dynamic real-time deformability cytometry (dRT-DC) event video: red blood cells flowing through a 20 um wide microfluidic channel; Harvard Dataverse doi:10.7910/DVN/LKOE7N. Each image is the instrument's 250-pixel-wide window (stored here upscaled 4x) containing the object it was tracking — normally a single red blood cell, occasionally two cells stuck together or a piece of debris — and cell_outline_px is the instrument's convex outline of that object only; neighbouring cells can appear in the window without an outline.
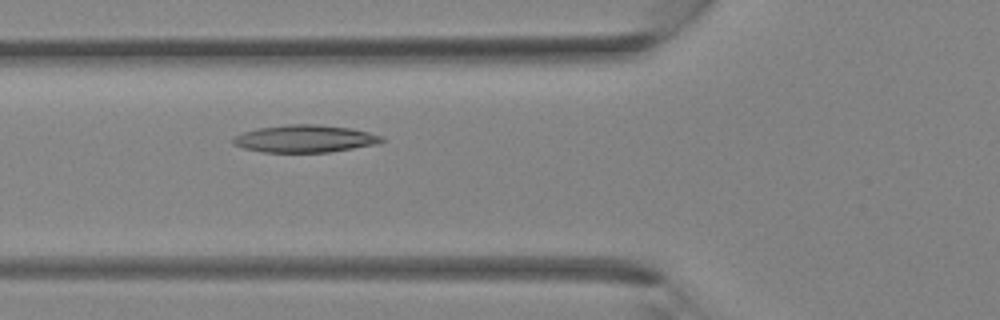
{"species": "Egyptian fruit bat (a non-hibernating species)", "species_latin": "Rousettus aegyptiacus", "temperature_condition": "room temperature", "stored_images_in_passage": 37, "camera_frame_rate_fps": 3000, "um_per_image_px": 0.085, "animal": {"sex": "female"}, "frame": {"image": 1, "passage_image": 14, "time_ms": 4.333, "image_size_px": [1000, 320], "cell_outline_px": [[384, 140], [376, 144], [328, 152], [260, 152], [244, 148], [232, 144], [232, 136], [244, 132], [260, 128], [288, 124], [316, 124], [352, 128], [384, 136]], "centroid_in_image_um": [25.89, 11.79], "position_along_channel_um": 99.9, "area_um2": 23.7}}
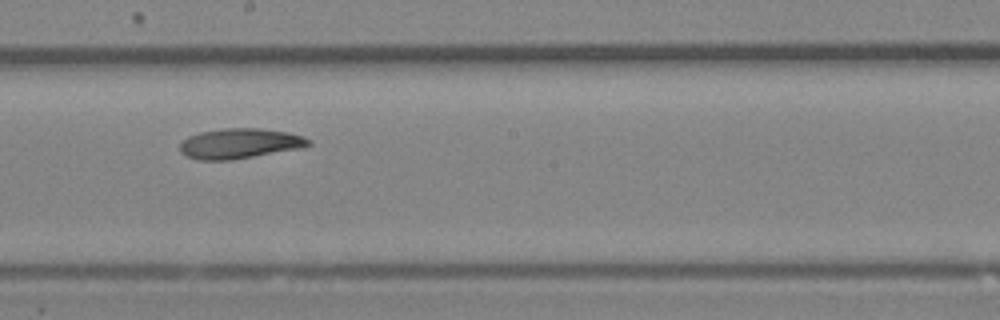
{"frame": {"image": 2, "passage_image": 21, "time_ms": 6.667, "image_size_px": [1000, 320], "cell_outline_px": [[312, 144], [304, 148], [232, 160], [196, 160], [184, 156], [180, 152], [180, 144], [188, 136], [200, 132], [224, 128], [260, 128], [288, 132], [312, 140]], "centroid_in_image_um": [20.38, 12.21], "position_along_channel_um": 227.8, "area_um2": 22.89}}
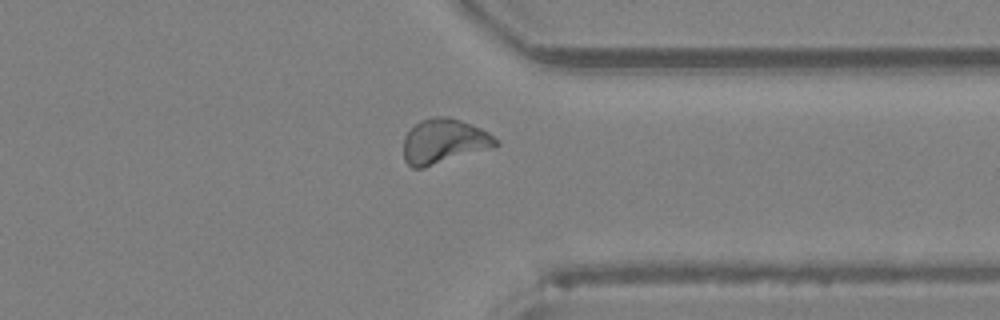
{"frame": {"image": 3, "passage_image": 29, "time_ms": 9.333, "image_size_px": [1000, 320], "cell_outline_px": [[500, 144], [492, 148], [424, 168], [412, 168], [404, 160], [404, 136], [420, 120], [432, 116], [448, 116], [472, 124], [488, 132], [500, 140]], "centroid_in_image_um": [37.76, 12.01], "position_along_channel_um": 373.6, "area_um2": 24.28}}